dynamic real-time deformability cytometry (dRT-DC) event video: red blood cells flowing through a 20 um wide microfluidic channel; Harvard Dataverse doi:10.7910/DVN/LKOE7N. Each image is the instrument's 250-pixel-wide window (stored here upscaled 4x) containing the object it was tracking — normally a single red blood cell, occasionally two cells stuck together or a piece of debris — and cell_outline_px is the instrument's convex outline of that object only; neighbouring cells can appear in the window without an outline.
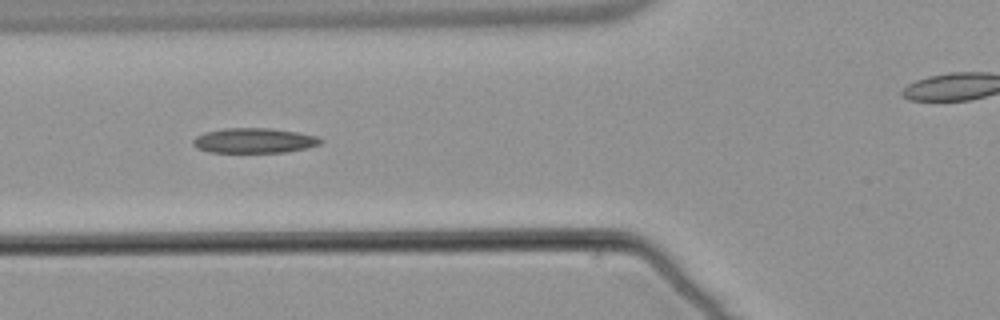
{"species": "common noctule bat (a hibernating species)", "species_latin": "Nyctalus noctula", "temperature_condition": "warm", "stored_images_in_passage": 26, "camera_frame_rate_fps": 3000, "um_per_image_px": 0.085, "animal": {"sex": "male", "body_mass_g": 21.5, "forearm_length_mm": 52.0}, "frame": {"image": 1, "passage_image": 8, "time_ms": 2.333, "image_size_px": [1000, 320], "cell_outline_px": [[324, 140], [320, 144], [308, 148], [288, 152], [208, 152], [196, 148], [192, 144], [192, 140], [196, 136], [204, 132], [224, 128], [272, 128], [296, 132], [316, 136]], "centroid_in_image_um": [21.59, 11.95], "position_along_channel_um": 104.2, "area_um2": 18.73}}